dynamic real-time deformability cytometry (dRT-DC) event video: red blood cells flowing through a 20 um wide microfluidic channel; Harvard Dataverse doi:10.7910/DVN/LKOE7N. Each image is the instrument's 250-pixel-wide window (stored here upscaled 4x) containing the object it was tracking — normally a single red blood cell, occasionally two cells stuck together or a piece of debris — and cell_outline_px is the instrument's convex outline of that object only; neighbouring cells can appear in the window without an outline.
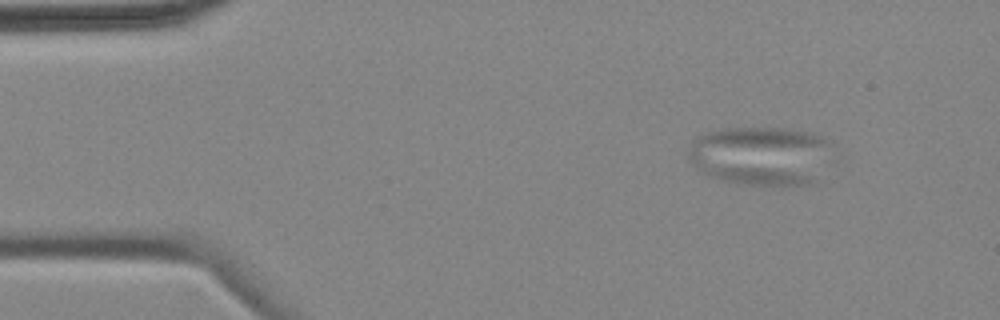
{"species": "common noctule bat (a hibernating species)", "species_latin": "Nyctalus noctula", "temperature_condition": "cold", "stored_images_in_passage": 9, "camera_frame_rate_fps": 3000, "um_per_image_px": 0.085, "animal": {"sex": "female", "body_mass_g": 18.4}, "frame": {"image": 1, "passage_image": 1, "time_ms": 0.0, "image_size_px": [1000, 320], "cell_outline_px": [[824, 144], [808, 184], [744, 184], [724, 180], [712, 176], [696, 168], [692, 164], [688, 156], [688, 148], [692, 140], [708, 132], [728, 128], [788, 128], [812, 132], [820, 136], [824, 140]], "centroid_in_image_um": [64.39, 13.18], "position_along_channel_um": 20.6, "area_um2": 46.64}}